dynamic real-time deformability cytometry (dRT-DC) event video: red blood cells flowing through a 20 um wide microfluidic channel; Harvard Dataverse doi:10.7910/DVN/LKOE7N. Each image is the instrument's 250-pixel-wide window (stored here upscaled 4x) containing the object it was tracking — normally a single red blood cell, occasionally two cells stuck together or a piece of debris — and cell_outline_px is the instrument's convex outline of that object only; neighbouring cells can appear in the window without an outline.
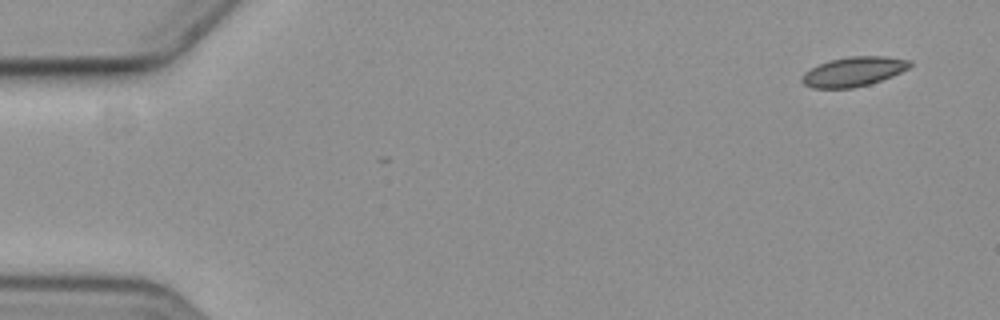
{"species": "common noctule bat (a hibernating species)", "species_latin": "Nyctalus noctula", "temperature_condition": "cold", "stored_images_in_passage": 6, "camera_frame_rate_fps": 3000, "um_per_image_px": 0.085, "animal": {"sex": "female", "body_mass_g": 19.3, "forearm_length_mm": 54.1}, "frame": {"image": 1, "passage_image": 1, "time_ms": 0.0, "image_size_px": [1000, 320], "cell_outline_px": [[912, 64], [908, 68], [892, 76], [868, 84], [852, 88], [812, 88], [804, 84], [800, 80], [800, 76], [804, 72], [820, 64], [832, 60], [848, 56], [888, 56], [912, 60]], "centroid_in_image_um": [72.55, 6.08], "position_along_channel_um": 12.4, "area_um2": 18.5}}